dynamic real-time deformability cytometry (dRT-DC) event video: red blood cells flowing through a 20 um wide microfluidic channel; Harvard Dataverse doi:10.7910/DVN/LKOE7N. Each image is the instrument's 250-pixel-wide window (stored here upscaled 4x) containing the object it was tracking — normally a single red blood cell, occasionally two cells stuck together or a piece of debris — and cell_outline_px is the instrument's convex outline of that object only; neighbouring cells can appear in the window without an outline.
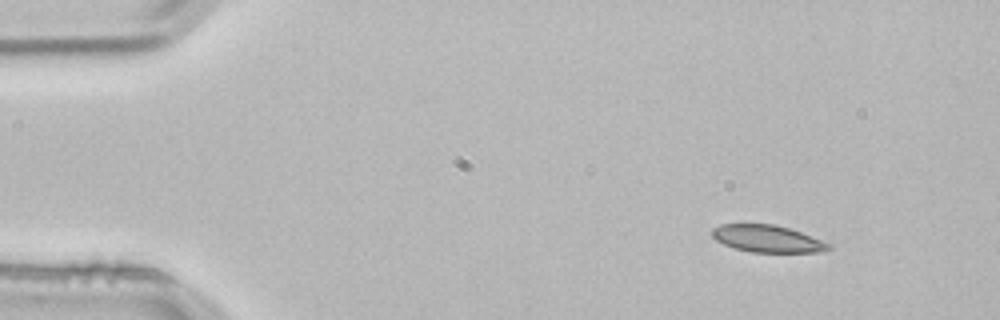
{"species": "common noctule bat (a hibernating species)", "species_latin": "Nyctalus noctula", "temperature_condition": "room temperature", "stored_images_in_passage": 3, "camera_frame_rate_fps": 3000, "um_per_image_px": 0.085, "animal": {"sex": "male", "body_mass_g": 21.5, "forearm_length_mm": 52.0}, "frame": {"image": 1, "passage_image": 1, "time_ms": 0.0, "image_size_px": [1000, 320], "cell_outline_px": [[832, 248], [820, 252], [752, 252], [736, 248], [724, 244], [716, 240], [712, 236], [712, 228], [720, 224], [776, 224], [800, 232], [832, 244]], "centroid_in_image_um": [65.23, 20.28], "position_along_channel_um": 19.8, "area_um2": 18.32}}
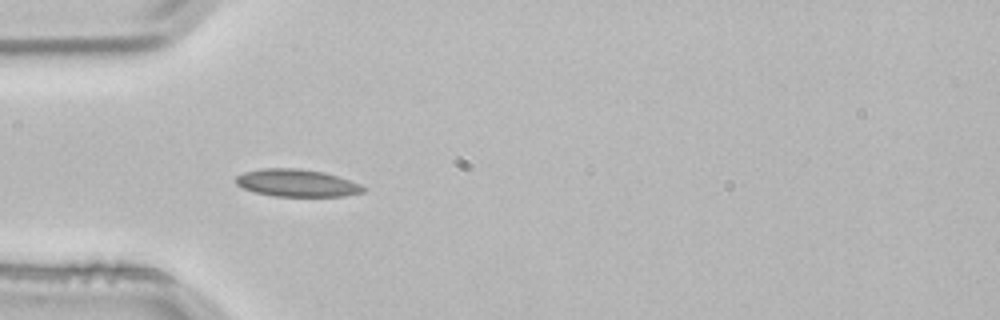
{"frame": {"image": 2, "passage_image": 3, "time_ms": 0.667, "image_size_px": [1000, 320], "cell_outline_px": [[368, 188], [364, 192], [344, 196], [272, 196], [256, 192], [244, 188], [236, 184], [236, 176], [244, 172], [264, 168], [300, 168], [324, 172], [360, 184]], "centroid_in_image_um": [25.25, 15.55], "position_along_channel_um": 59.8, "area_um2": 20.29}}